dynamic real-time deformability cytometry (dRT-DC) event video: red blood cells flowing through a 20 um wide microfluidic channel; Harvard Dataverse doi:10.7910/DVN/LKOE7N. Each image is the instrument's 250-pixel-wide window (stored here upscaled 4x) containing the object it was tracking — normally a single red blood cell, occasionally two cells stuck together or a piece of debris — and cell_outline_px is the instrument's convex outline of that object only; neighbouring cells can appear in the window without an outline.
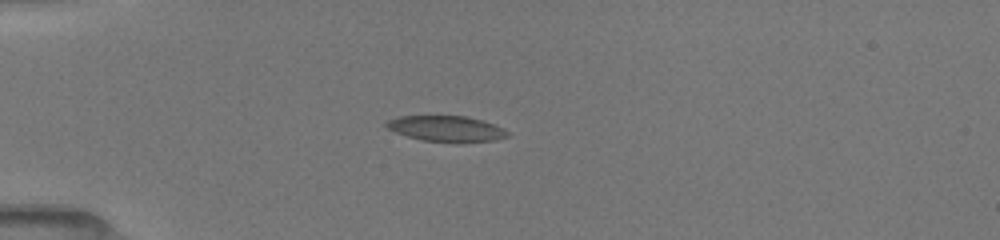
{"species": "common noctule bat (a hibernating species)", "species_latin": "Nyctalus noctula", "temperature_condition": "room temperature", "stored_images_in_passage": 15, "camera_frame_rate_fps": 3000, "um_per_image_px": 0.085, "animal": {"sex": "female", "body_mass_g": 19.5, "forearm_length_mm": 54.1}, "frame": {"image": 1, "passage_image": 13, "time_ms": 4.333, "image_size_px": [1000, 240], "cell_outline_px": [[508, 136], [496, 140], [460, 144], [456, 144], [420, 140], [396, 132], [388, 128], [384, 124], [388, 120], [400, 116], [464, 116], [496, 124], [504, 128], [508, 132]], "centroid_in_image_um": [37.99, 10.97], "position_along_channel_um": 47.0, "area_um2": 18.55}}